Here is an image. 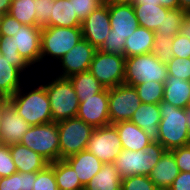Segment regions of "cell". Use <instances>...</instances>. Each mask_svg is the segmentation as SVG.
Instances as JSON below:
<instances>
[{
  "label": "cell",
  "instance_id": "obj_30",
  "mask_svg": "<svg viewBox=\"0 0 190 190\" xmlns=\"http://www.w3.org/2000/svg\"><path fill=\"white\" fill-rule=\"evenodd\" d=\"M77 173L70 167L65 160L54 162V176L58 189L62 190H84Z\"/></svg>",
  "mask_w": 190,
  "mask_h": 190
},
{
  "label": "cell",
  "instance_id": "obj_6",
  "mask_svg": "<svg viewBox=\"0 0 190 190\" xmlns=\"http://www.w3.org/2000/svg\"><path fill=\"white\" fill-rule=\"evenodd\" d=\"M81 39L82 29L78 27H43L41 31V65L49 60L55 63L67 54Z\"/></svg>",
  "mask_w": 190,
  "mask_h": 190
},
{
  "label": "cell",
  "instance_id": "obj_22",
  "mask_svg": "<svg viewBox=\"0 0 190 190\" xmlns=\"http://www.w3.org/2000/svg\"><path fill=\"white\" fill-rule=\"evenodd\" d=\"M113 125L118 131L122 149L143 151L152 142L143 129L130 120L120 121Z\"/></svg>",
  "mask_w": 190,
  "mask_h": 190
},
{
  "label": "cell",
  "instance_id": "obj_13",
  "mask_svg": "<svg viewBox=\"0 0 190 190\" xmlns=\"http://www.w3.org/2000/svg\"><path fill=\"white\" fill-rule=\"evenodd\" d=\"M96 50L90 42L81 39L67 54L57 61L58 65L61 66V70L55 76L68 78L74 74L89 71Z\"/></svg>",
  "mask_w": 190,
  "mask_h": 190
},
{
  "label": "cell",
  "instance_id": "obj_39",
  "mask_svg": "<svg viewBox=\"0 0 190 190\" xmlns=\"http://www.w3.org/2000/svg\"><path fill=\"white\" fill-rule=\"evenodd\" d=\"M121 190H158L147 175L122 178Z\"/></svg>",
  "mask_w": 190,
  "mask_h": 190
},
{
  "label": "cell",
  "instance_id": "obj_20",
  "mask_svg": "<svg viewBox=\"0 0 190 190\" xmlns=\"http://www.w3.org/2000/svg\"><path fill=\"white\" fill-rule=\"evenodd\" d=\"M64 160L77 173L76 175L83 186H85L104 165V163L87 149Z\"/></svg>",
  "mask_w": 190,
  "mask_h": 190
},
{
  "label": "cell",
  "instance_id": "obj_18",
  "mask_svg": "<svg viewBox=\"0 0 190 190\" xmlns=\"http://www.w3.org/2000/svg\"><path fill=\"white\" fill-rule=\"evenodd\" d=\"M179 172L173 152L165 150L159 162L151 170L149 178L158 190H168Z\"/></svg>",
  "mask_w": 190,
  "mask_h": 190
},
{
  "label": "cell",
  "instance_id": "obj_55",
  "mask_svg": "<svg viewBox=\"0 0 190 190\" xmlns=\"http://www.w3.org/2000/svg\"><path fill=\"white\" fill-rule=\"evenodd\" d=\"M101 3H103V4H108V3H110V1L111 0H99Z\"/></svg>",
  "mask_w": 190,
  "mask_h": 190
},
{
  "label": "cell",
  "instance_id": "obj_7",
  "mask_svg": "<svg viewBox=\"0 0 190 190\" xmlns=\"http://www.w3.org/2000/svg\"><path fill=\"white\" fill-rule=\"evenodd\" d=\"M167 77V64L162 63L153 53L125 59L124 84L135 86L149 81L165 83Z\"/></svg>",
  "mask_w": 190,
  "mask_h": 190
},
{
  "label": "cell",
  "instance_id": "obj_1",
  "mask_svg": "<svg viewBox=\"0 0 190 190\" xmlns=\"http://www.w3.org/2000/svg\"><path fill=\"white\" fill-rule=\"evenodd\" d=\"M26 86L28 85L24 83V86L8 98V102L30 126L53 122L50 102L44 83H38L35 85L36 87L33 86L31 89L29 88L30 84L27 88Z\"/></svg>",
  "mask_w": 190,
  "mask_h": 190
},
{
  "label": "cell",
  "instance_id": "obj_4",
  "mask_svg": "<svg viewBox=\"0 0 190 190\" xmlns=\"http://www.w3.org/2000/svg\"><path fill=\"white\" fill-rule=\"evenodd\" d=\"M52 76L44 81L46 93L54 122L76 117L79 101L73 85L68 78Z\"/></svg>",
  "mask_w": 190,
  "mask_h": 190
},
{
  "label": "cell",
  "instance_id": "obj_17",
  "mask_svg": "<svg viewBox=\"0 0 190 190\" xmlns=\"http://www.w3.org/2000/svg\"><path fill=\"white\" fill-rule=\"evenodd\" d=\"M31 126L20 116L15 108L7 102L0 120V144L7 146L21 142L23 135Z\"/></svg>",
  "mask_w": 190,
  "mask_h": 190
},
{
  "label": "cell",
  "instance_id": "obj_29",
  "mask_svg": "<svg viewBox=\"0 0 190 190\" xmlns=\"http://www.w3.org/2000/svg\"><path fill=\"white\" fill-rule=\"evenodd\" d=\"M68 79L73 85L79 102L100 93L105 88L90 71L74 74Z\"/></svg>",
  "mask_w": 190,
  "mask_h": 190
},
{
  "label": "cell",
  "instance_id": "obj_28",
  "mask_svg": "<svg viewBox=\"0 0 190 190\" xmlns=\"http://www.w3.org/2000/svg\"><path fill=\"white\" fill-rule=\"evenodd\" d=\"M139 26L145 27L153 32L162 26L165 15L170 9L161 5L133 4Z\"/></svg>",
  "mask_w": 190,
  "mask_h": 190
},
{
  "label": "cell",
  "instance_id": "obj_42",
  "mask_svg": "<svg viewBox=\"0 0 190 190\" xmlns=\"http://www.w3.org/2000/svg\"><path fill=\"white\" fill-rule=\"evenodd\" d=\"M78 18L83 21L91 12L98 9L103 3L99 0H70Z\"/></svg>",
  "mask_w": 190,
  "mask_h": 190
},
{
  "label": "cell",
  "instance_id": "obj_53",
  "mask_svg": "<svg viewBox=\"0 0 190 190\" xmlns=\"http://www.w3.org/2000/svg\"><path fill=\"white\" fill-rule=\"evenodd\" d=\"M8 102V98L6 97H2L0 99V120L2 118V111H3V108H4V105Z\"/></svg>",
  "mask_w": 190,
  "mask_h": 190
},
{
  "label": "cell",
  "instance_id": "obj_25",
  "mask_svg": "<svg viewBox=\"0 0 190 190\" xmlns=\"http://www.w3.org/2000/svg\"><path fill=\"white\" fill-rule=\"evenodd\" d=\"M155 32L139 26L131 36L125 40L124 57L152 53Z\"/></svg>",
  "mask_w": 190,
  "mask_h": 190
},
{
  "label": "cell",
  "instance_id": "obj_54",
  "mask_svg": "<svg viewBox=\"0 0 190 190\" xmlns=\"http://www.w3.org/2000/svg\"><path fill=\"white\" fill-rule=\"evenodd\" d=\"M186 111V123H187V128L190 132V107L185 108Z\"/></svg>",
  "mask_w": 190,
  "mask_h": 190
},
{
  "label": "cell",
  "instance_id": "obj_3",
  "mask_svg": "<svg viewBox=\"0 0 190 190\" xmlns=\"http://www.w3.org/2000/svg\"><path fill=\"white\" fill-rule=\"evenodd\" d=\"M161 121L159 123L158 142L166 149L190 145V132L186 123V111L161 101L159 104Z\"/></svg>",
  "mask_w": 190,
  "mask_h": 190
},
{
  "label": "cell",
  "instance_id": "obj_50",
  "mask_svg": "<svg viewBox=\"0 0 190 190\" xmlns=\"http://www.w3.org/2000/svg\"><path fill=\"white\" fill-rule=\"evenodd\" d=\"M179 9L186 13L190 11V0H179Z\"/></svg>",
  "mask_w": 190,
  "mask_h": 190
},
{
  "label": "cell",
  "instance_id": "obj_21",
  "mask_svg": "<svg viewBox=\"0 0 190 190\" xmlns=\"http://www.w3.org/2000/svg\"><path fill=\"white\" fill-rule=\"evenodd\" d=\"M130 121L143 129L152 141L158 140L159 123L161 121L158 104L141 102Z\"/></svg>",
  "mask_w": 190,
  "mask_h": 190
},
{
  "label": "cell",
  "instance_id": "obj_16",
  "mask_svg": "<svg viewBox=\"0 0 190 190\" xmlns=\"http://www.w3.org/2000/svg\"><path fill=\"white\" fill-rule=\"evenodd\" d=\"M83 39L87 40L96 49L105 42L111 31L108 5L103 4L91 12L81 24Z\"/></svg>",
  "mask_w": 190,
  "mask_h": 190
},
{
  "label": "cell",
  "instance_id": "obj_26",
  "mask_svg": "<svg viewBox=\"0 0 190 190\" xmlns=\"http://www.w3.org/2000/svg\"><path fill=\"white\" fill-rule=\"evenodd\" d=\"M82 21L73 8V1L54 0L49 23L45 27H78Z\"/></svg>",
  "mask_w": 190,
  "mask_h": 190
},
{
  "label": "cell",
  "instance_id": "obj_33",
  "mask_svg": "<svg viewBox=\"0 0 190 190\" xmlns=\"http://www.w3.org/2000/svg\"><path fill=\"white\" fill-rule=\"evenodd\" d=\"M36 173L16 172L0 178V190H33Z\"/></svg>",
  "mask_w": 190,
  "mask_h": 190
},
{
  "label": "cell",
  "instance_id": "obj_5",
  "mask_svg": "<svg viewBox=\"0 0 190 190\" xmlns=\"http://www.w3.org/2000/svg\"><path fill=\"white\" fill-rule=\"evenodd\" d=\"M165 150L158 141H152L143 151L122 149L114 165L122 178L134 175L149 176Z\"/></svg>",
  "mask_w": 190,
  "mask_h": 190
},
{
  "label": "cell",
  "instance_id": "obj_49",
  "mask_svg": "<svg viewBox=\"0 0 190 190\" xmlns=\"http://www.w3.org/2000/svg\"><path fill=\"white\" fill-rule=\"evenodd\" d=\"M12 0H0V14H7L10 10Z\"/></svg>",
  "mask_w": 190,
  "mask_h": 190
},
{
  "label": "cell",
  "instance_id": "obj_15",
  "mask_svg": "<svg viewBox=\"0 0 190 190\" xmlns=\"http://www.w3.org/2000/svg\"><path fill=\"white\" fill-rule=\"evenodd\" d=\"M108 100L109 89L104 88L100 93L79 102L76 117L94 128L110 125Z\"/></svg>",
  "mask_w": 190,
  "mask_h": 190
},
{
  "label": "cell",
  "instance_id": "obj_32",
  "mask_svg": "<svg viewBox=\"0 0 190 190\" xmlns=\"http://www.w3.org/2000/svg\"><path fill=\"white\" fill-rule=\"evenodd\" d=\"M0 53L11 61V65L18 68L22 73L27 75L29 73V69L32 71V67L27 63V61L19 54L18 49L15 48L14 40L12 37L6 35L0 37Z\"/></svg>",
  "mask_w": 190,
  "mask_h": 190
},
{
  "label": "cell",
  "instance_id": "obj_46",
  "mask_svg": "<svg viewBox=\"0 0 190 190\" xmlns=\"http://www.w3.org/2000/svg\"><path fill=\"white\" fill-rule=\"evenodd\" d=\"M168 190H190V173L179 172Z\"/></svg>",
  "mask_w": 190,
  "mask_h": 190
},
{
  "label": "cell",
  "instance_id": "obj_31",
  "mask_svg": "<svg viewBox=\"0 0 190 190\" xmlns=\"http://www.w3.org/2000/svg\"><path fill=\"white\" fill-rule=\"evenodd\" d=\"M36 0H12L8 14L23 25L36 26Z\"/></svg>",
  "mask_w": 190,
  "mask_h": 190
},
{
  "label": "cell",
  "instance_id": "obj_43",
  "mask_svg": "<svg viewBox=\"0 0 190 190\" xmlns=\"http://www.w3.org/2000/svg\"><path fill=\"white\" fill-rule=\"evenodd\" d=\"M172 52L174 57L190 58V39L176 34L172 39Z\"/></svg>",
  "mask_w": 190,
  "mask_h": 190
},
{
  "label": "cell",
  "instance_id": "obj_14",
  "mask_svg": "<svg viewBox=\"0 0 190 190\" xmlns=\"http://www.w3.org/2000/svg\"><path fill=\"white\" fill-rule=\"evenodd\" d=\"M41 31L39 26L22 25L12 36L19 54L36 70L41 66Z\"/></svg>",
  "mask_w": 190,
  "mask_h": 190
},
{
  "label": "cell",
  "instance_id": "obj_48",
  "mask_svg": "<svg viewBox=\"0 0 190 190\" xmlns=\"http://www.w3.org/2000/svg\"><path fill=\"white\" fill-rule=\"evenodd\" d=\"M160 5L168 9H177L179 8V0H158Z\"/></svg>",
  "mask_w": 190,
  "mask_h": 190
},
{
  "label": "cell",
  "instance_id": "obj_34",
  "mask_svg": "<svg viewBox=\"0 0 190 190\" xmlns=\"http://www.w3.org/2000/svg\"><path fill=\"white\" fill-rule=\"evenodd\" d=\"M142 103L159 104L163 100L164 83L149 81L134 86Z\"/></svg>",
  "mask_w": 190,
  "mask_h": 190
},
{
  "label": "cell",
  "instance_id": "obj_47",
  "mask_svg": "<svg viewBox=\"0 0 190 190\" xmlns=\"http://www.w3.org/2000/svg\"><path fill=\"white\" fill-rule=\"evenodd\" d=\"M179 33L190 39V20L187 17L184 18Z\"/></svg>",
  "mask_w": 190,
  "mask_h": 190
},
{
  "label": "cell",
  "instance_id": "obj_36",
  "mask_svg": "<svg viewBox=\"0 0 190 190\" xmlns=\"http://www.w3.org/2000/svg\"><path fill=\"white\" fill-rule=\"evenodd\" d=\"M172 39L164 35H154L152 53L164 64H167L174 57L172 52Z\"/></svg>",
  "mask_w": 190,
  "mask_h": 190
},
{
  "label": "cell",
  "instance_id": "obj_35",
  "mask_svg": "<svg viewBox=\"0 0 190 190\" xmlns=\"http://www.w3.org/2000/svg\"><path fill=\"white\" fill-rule=\"evenodd\" d=\"M185 17V11L179 8L170 9L167 15H165L162 26H159L155 33L159 35H164L165 37L173 38L176 34L179 33L181 24L184 21Z\"/></svg>",
  "mask_w": 190,
  "mask_h": 190
},
{
  "label": "cell",
  "instance_id": "obj_24",
  "mask_svg": "<svg viewBox=\"0 0 190 190\" xmlns=\"http://www.w3.org/2000/svg\"><path fill=\"white\" fill-rule=\"evenodd\" d=\"M163 101L178 108L190 107V81L168 76L164 83Z\"/></svg>",
  "mask_w": 190,
  "mask_h": 190
},
{
  "label": "cell",
  "instance_id": "obj_27",
  "mask_svg": "<svg viewBox=\"0 0 190 190\" xmlns=\"http://www.w3.org/2000/svg\"><path fill=\"white\" fill-rule=\"evenodd\" d=\"M122 177L114 163H104L101 170L84 186V190H121Z\"/></svg>",
  "mask_w": 190,
  "mask_h": 190
},
{
  "label": "cell",
  "instance_id": "obj_44",
  "mask_svg": "<svg viewBox=\"0 0 190 190\" xmlns=\"http://www.w3.org/2000/svg\"><path fill=\"white\" fill-rule=\"evenodd\" d=\"M180 172L190 173V145L171 150Z\"/></svg>",
  "mask_w": 190,
  "mask_h": 190
},
{
  "label": "cell",
  "instance_id": "obj_10",
  "mask_svg": "<svg viewBox=\"0 0 190 190\" xmlns=\"http://www.w3.org/2000/svg\"><path fill=\"white\" fill-rule=\"evenodd\" d=\"M125 57L96 50L89 71L105 88L124 84Z\"/></svg>",
  "mask_w": 190,
  "mask_h": 190
},
{
  "label": "cell",
  "instance_id": "obj_37",
  "mask_svg": "<svg viewBox=\"0 0 190 190\" xmlns=\"http://www.w3.org/2000/svg\"><path fill=\"white\" fill-rule=\"evenodd\" d=\"M33 190H58L54 176V162L44 170L36 172Z\"/></svg>",
  "mask_w": 190,
  "mask_h": 190
},
{
  "label": "cell",
  "instance_id": "obj_45",
  "mask_svg": "<svg viewBox=\"0 0 190 190\" xmlns=\"http://www.w3.org/2000/svg\"><path fill=\"white\" fill-rule=\"evenodd\" d=\"M23 24L12 17L10 14H4L0 21V37L8 35L9 37L14 36L18 29Z\"/></svg>",
  "mask_w": 190,
  "mask_h": 190
},
{
  "label": "cell",
  "instance_id": "obj_11",
  "mask_svg": "<svg viewBox=\"0 0 190 190\" xmlns=\"http://www.w3.org/2000/svg\"><path fill=\"white\" fill-rule=\"evenodd\" d=\"M141 100L134 88L128 84H120L109 88V118L110 124L131 120L138 109Z\"/></svg>",
  "mask_w": 190,
  "mask_h": 190
},
{
  "label": "cell",
  "instance_id": "obj_41",
  "mask_svg": "<svg viewBox=\"0 0 190 190\" xmlns=\"http://www.w3.org/2000/svg\"><path fill=\"white\" fill-rule=\"evenodd\" d=\"M54 0H36V26L41 28L49 23Z\"/></svg>",
  "mask_w": 190,
  "mask_h": 190
},
{
  "label": "cell",
  "instance_id": "obj_51",
  "mask_svg": "<svg viewBox=\"0 0 190 190\" xmlns=\"http://www.w3.org/2000/svg\"><path fill=\"white\" fill-rule=\"evenodd\" d=\"M134 4L160 5V1H158V0H135Z\"/></svg>",
  "mask_w": 190,
  "mask_h": 190
},
{
  "label": "cell",
  "instance_id": "obj_12",
  "mask_svg": "<svg viewBox=\"0 0 190 190\" xmlns=\"http://www.w3.org/2000/svg\"><path fill=\"white\" fill-rule=\"evenodd\" d=\"M102 163H114L120 155L122 144L113 124L95 128L86 148Z\"/></svg>",
  "mask_w": 190,
  "mask_h": 190
},
{
  "label": "cell",
  "instance_id": "obj_2",
  "mask_svg": "<svg viewBox=\"0 0 190 190\" xmlns=\"http://www.w3.org/2000/svg\"><path fill=\"white\" fill-rule=\"evenodd\" d=\"M111 31L99 48L103 53L124 56L125 40L139 27L133 5L108 3Z\"/></svg>",
  "mask_w": 190,
  "mask_h": 190
},
{
  "label": "cell",
  "instance_id": "obj_19",
  "mask_svg": "<svg viewBox=\"0 0 190 190\" xmlns=\"http://www.w3.org/2000/svg\"><path fill=\"white\" fill-rule=\"evenodd\" d=\"M17 172L30 173L44 170L50 163L37 152L21 143L9 146Z\"/></svg>",
  "mask_w": 190,
  "mask_h": 190
},
{
  "label": "cell",
  "instance_id": "obj_52",
  "mask_svg": "<svg viewBox=\"0 0 190 190\" xmlns=\"http://www.w3.org/2000/svg\"><path fill=\"white\" fill-rule=\"evenodd\" d=\"M134 1L135 0H111L110 3H113V4H131V5H133Z\"/></svg>",
  "mask_w": 190,
  "mask_h": 190
},
{
  "label": "cell",
  "instance_id": "obj_38",
  "mask_svg": "<svg viewBox=\"0 0 190 190\" xmlns=\"http://www.w3.org/2000/svg\"><path fill=\"white\" fill-rule=\"evenodd\" d=\"M168 76L190 81V58L173 57L167 63Z\"/></svg>",
  "mask_w": 190,
  "mask_h": 190
},
{
  "label": "cell",
  "instance_id": "obj_56",
  "mask_svg": "<svg viewBox=\"0 0 190 190\" xmlns=\"http://www.w3.org/2000/svg\"><path fill=\"white\" fill-rule=\"evenodd\" d=\"M186 17L190 20V11L186 13Z\"/></svg>",
  "mask_w": 190,
  "mask_h": 190
},
{
  "label": "cell",
  "instance_id": "obj_23",
  "mask_svg": "<svg viewBox=\"0 0 190 190\" xmlns=\"http://www.w3.org/2000/svg\"><path fill=\"white\" fill-rule=\"evenodd\" d=\"M23 75L25 76L0 53V95L2 97L10 98L23 86L25 82Z\"/></svg>",
  "mask_w": 190,
  "mask_h": 190
},
{
  "label": "cell",
  "instance_id": "obj_9",
  "mask_svg": "<svg viewBox=\"0 0 190 190\" xmlns=\"http://www.w3.org/2000/svg\"><path fill=\"white\" fill-rule=\"evenodd\" d=\"M59 132L60 160L85 150L94 127L78 117L57 122Z\"/></svg>",
  "mask_w": 190,
  "mask_h": 190
},
{
  "label": "cell",
  "instance_id": "obj_8",
  "mask_svg": "<svg viewBox=\"0 0 190 190\" xmlns=\"http://www.w3.org/2000/svg\"><path fill=\"white\" fill-rule=\"evenodd\" d=\"M59 132L57 122L31 126L23 135L21 144L37 152L49 163L60 160Z\"/></svg>",
  "mask_w": 190,
  "mask_h": 190
},
{
  "label": "cell",
  "instance_id": "obj_40",
  "mask_svg": "<svg viewBox=\"0 0 190 190\" xmlns=\"http://www.w3.org/2000/svg\"><path fill=\"white\" fill-rule=\"evenodd\" d=\"M17 169L9 151V146L0 144V178L16 173Z\"/></svg>",
  "mask_w": 190,
  "mask_h": 190
}]
</instances>
